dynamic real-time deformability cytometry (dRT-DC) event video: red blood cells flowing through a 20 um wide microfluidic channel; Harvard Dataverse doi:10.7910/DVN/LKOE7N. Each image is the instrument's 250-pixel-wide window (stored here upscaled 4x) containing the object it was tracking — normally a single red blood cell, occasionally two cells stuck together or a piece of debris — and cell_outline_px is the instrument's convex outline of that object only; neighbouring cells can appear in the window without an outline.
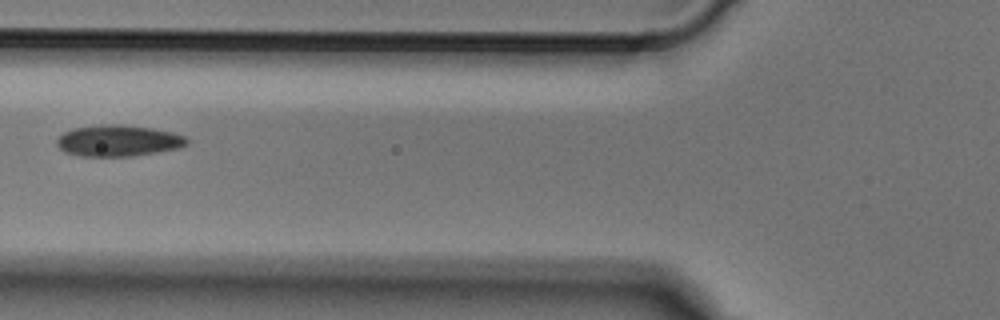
{"species": "Egyptian fruit bat (a non-hibernating species)", "species_latin": "Rousettus aegyptiacus", "temperature_condition": "cold", "stored_images_in_passage": 5, "camera_frame_rate_fps": 3000, "um_per_image_px": 0.085, "animal": {"sex": "male"}, "frame": {"image": 1, "passage_image": 5, "time_ms": 1.333, "image_size_px": [1000, 320], "cell_outline_px": [[188, 144], [180, 148], [132, 156], [80, 156], [64, 152], [56, 144], [56, 140], [64, 132], [72, 128], [100, 124], [120, 124], [152, 128], [172, 132], [184, 136], [188, 140]], "centroid_in_image_um": [10.03, 11.95], "position_along_channel_um": 115.8, "area_um2": 23.81}}